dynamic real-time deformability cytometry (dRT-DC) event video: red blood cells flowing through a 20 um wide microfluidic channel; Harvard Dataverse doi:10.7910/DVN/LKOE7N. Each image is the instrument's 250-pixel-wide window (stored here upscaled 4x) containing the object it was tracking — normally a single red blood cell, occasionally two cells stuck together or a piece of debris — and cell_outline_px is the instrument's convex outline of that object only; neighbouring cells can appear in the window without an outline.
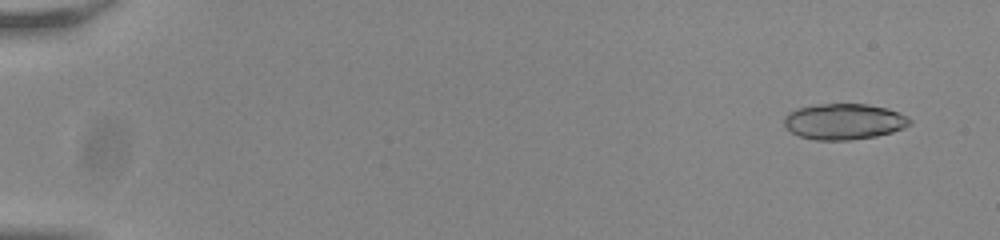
{"species": "common noctule bat (a hibernating species)", "species_latin": "Nyctalus noctula", "temperature_condition": "room temperature", "stored_images_in_passage": 23, "camera_frame_rate_fps": 3000, "um_per_image_px": 0.085, "animal": {"sex": "male", "body_mass_g": 20.0, "forearm_length_mm": 53.3}, "frame": {"image": 1, "passage_image": 4, "time_ms": 1.0, "image_size_px": [1000, 240], "cell_outline_px": [[912, 124], [904, 128], [892, 132], [876, 136], [848, 140], [816, 140], [800, 136], [792, 132], [784, 124], [784, 116], [788, 112], [796, 108], [816, 104], [868, 104], [884, 108], [908, 116], [912, 120]], "centroid_in_image_um": [71.74, 10.33], "position_along_channel_um": 13.3, "area_um2": 26.3}}
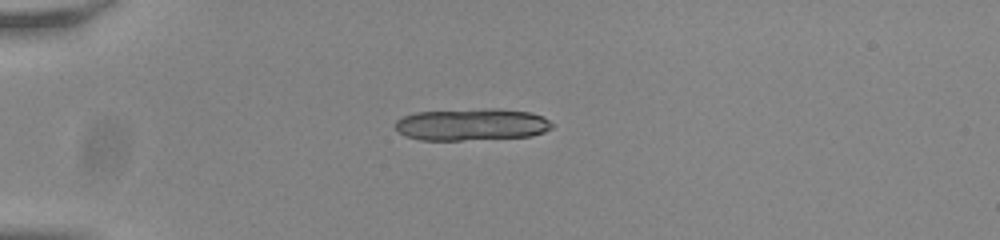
{"frame": {"image": 2, "passage_image": 16, "time_ms": 5.0, "image_size_px": [1000, 240], "cell_outline_px": [[552, 128], [544, 132], [532, 136], [460, 140], [420, 140], [404, 136], [396, 128], [396, 120], [404, 116], [416, 112], [488, 108], [496, 108], [532, 112], [544, 116], [552, 124]], "centroid_in_image_um": [40.12, 10.58], "position_along_channel_um": 44.9, "area_um2": 29.36}}